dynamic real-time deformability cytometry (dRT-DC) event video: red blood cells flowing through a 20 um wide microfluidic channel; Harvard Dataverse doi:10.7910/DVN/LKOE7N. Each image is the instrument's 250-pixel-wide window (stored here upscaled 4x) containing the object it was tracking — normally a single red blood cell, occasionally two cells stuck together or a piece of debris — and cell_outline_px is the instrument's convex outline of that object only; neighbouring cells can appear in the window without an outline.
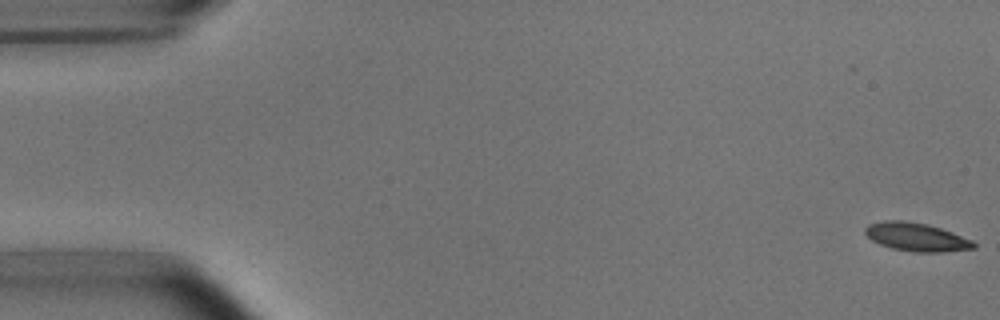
{"species": "common noctule bat (a hibernating species)", "species_latin": "Nyctalus noctula", "temperature_condition": "room temperature", "stored_images_in_passage": 6, "segment_of_instrument_passage": [2, 2], "camera_frame_rate_fps": 3000, "um_per_image_px": 0.085, "animal": {"sex": "male", "body_mass_g": 15.6}, "frame": {"image": 1, "passage_image": 6, "time_ms": 1.667, "image_size_px": [1000, 320], "cell_outline_px": [[976, 248], [944, 252], [916, 252], [892, 248], [880, 244], [872, 240], [864, 232], [864, 228], [868, 224], [884, 220], [904, 220], [928, 224], [952, 232], [972, 240], [976, 244]], "centroid_in_image_um": [77.89, 20.14], "position_along_channel_um": 7.1, "area_um2": 17.98}}